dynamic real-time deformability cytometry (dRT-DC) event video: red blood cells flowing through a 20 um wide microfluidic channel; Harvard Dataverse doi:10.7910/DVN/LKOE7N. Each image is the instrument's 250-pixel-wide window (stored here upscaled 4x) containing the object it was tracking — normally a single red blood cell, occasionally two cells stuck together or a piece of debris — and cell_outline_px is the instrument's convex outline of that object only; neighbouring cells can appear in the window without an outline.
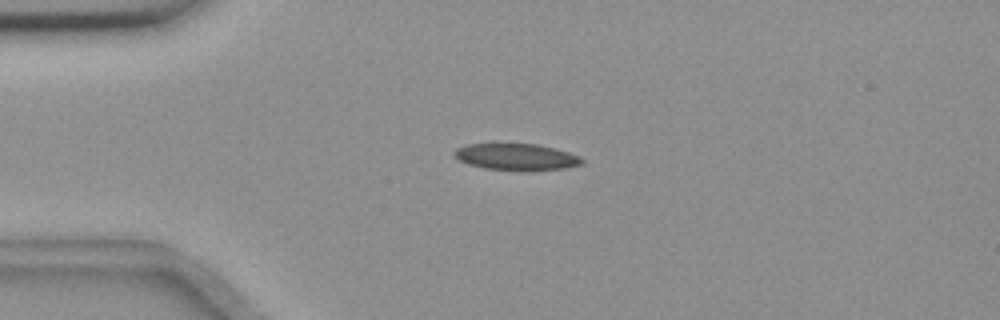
{"species": "common noctule bat (a hibernating species)", "species_latin": "Nyctalus noctula", "temperature_condition": "room temperature", "stored_images_in_passage": 45, "camera_frame_rate_fps": 3000, "um_per_image_px": 0.085, "animal": {"sex": "female", "body_mass_g": 18.4}, "frame": {"image": 1, "passage_image": 3, "time_ms": 0.667, "image_size_px": [1000, 320], "cell_outline_px": [[584, 160], [580, 164], [564, 168], [484, 168], [468, 164], [460, 160], [452, 152], [456, 148], [468, 144], [496, 140], [536, 144], [568, 152]], "centroid_in_image_um": [43.74, 13.23], "position_along_channel_um": 41.3, "area_um2": 19.54}}
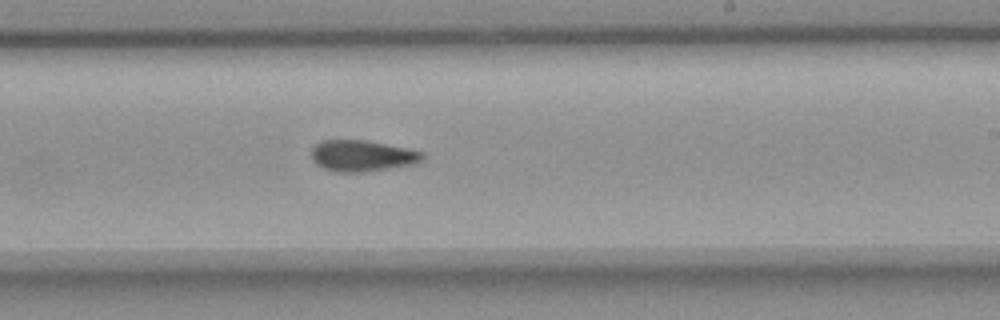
{"frame": {"image": 2, "passage_image": 23, "time_ms": 7.333, "image_size_px": [1000, 320], "cell_outline_px": [[424, 160], [416, 164], [360, 172], [336, 172], [324, 168], [316, 164], [312, 160], [312, 148], [320, 140], [368, 140], [408, 148], [424, 152]], "centroid_in_image_um": [30.81, 13.23], "position_along_channel_um": 258.2, "area_um2": 20.35}}
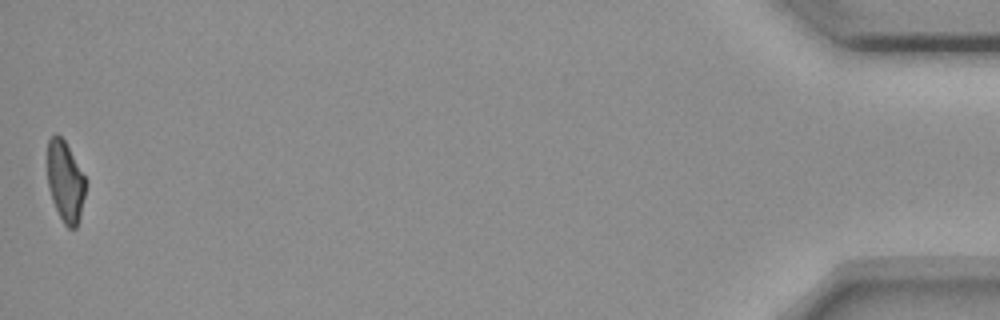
{"frame": {"image": 3, "passage_image": 45, "time_ms": 14.667, "image_size_px": [1000, 320], "cell_outline_px": [[88, 180], [80, 216], [76, 228], [68, 228], [64, 224], [52, 200], [48, 188], [48, 140], [56, 132], [64, 140]], "centroid_in_image_um": [5.57, 15.42], "position_along_channel_um": 429.6, "area_um2": 18.09}, "authors_computed_cell_mechanics": {"area_um2": 19.8832, "velocity_mm_per_s": 3.6401, "shape_relaxation_time_tau1_ms": 5.5332, "shape_relaxation_time_tau2_ms": 4.4127, "deformation_change_tau1": 0.1539, "deformation_change_tau2": 0.1001}}